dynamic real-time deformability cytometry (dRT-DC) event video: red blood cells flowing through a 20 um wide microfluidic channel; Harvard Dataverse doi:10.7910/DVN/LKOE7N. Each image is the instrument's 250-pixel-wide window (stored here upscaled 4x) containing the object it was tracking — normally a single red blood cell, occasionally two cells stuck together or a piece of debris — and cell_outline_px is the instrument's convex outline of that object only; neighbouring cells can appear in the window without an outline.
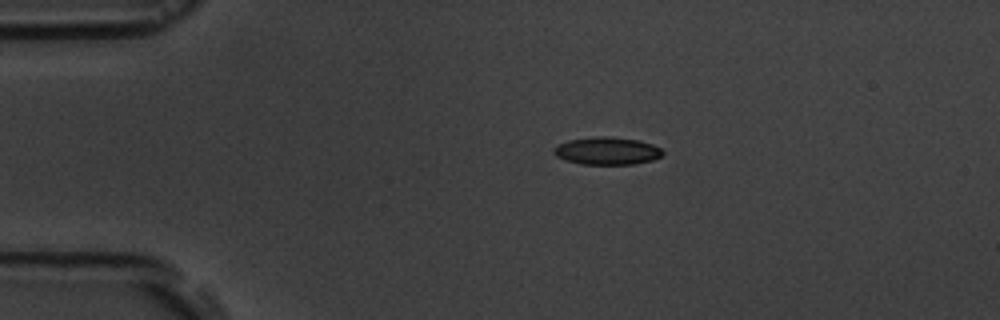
{"species": "common noctule bat (a hibernating species)", "species_latin": "Nyctalus noctula", "temperature_condition": "room temperature", "stored_images_in_passage": 14, "camera_frame_rate_fps": 3000, "um_per_image_px": 0.085, "animal": {"sex": "male", "body_mass_g": 19.5, "forearm_length_mm": 54.6}, "frame": {"image": 1, "passage_image": 2, "time_ms": 1.0, "image_size_px": [1000, 320], "cell_outline_px": [[664, 156], [652, 160], [632, 164], [580, 164], [564, 160], [556, 156], [552, 152], [552, 148], [556, 144], [568, 140], [592, 136], [608, 136], [640, 140], [652, 144], [660, 148], [664, 152]], "centroid_in_image_um": [51.56, 12.81], "position_along_channel_um": 33.4, "area_um2": 17.86}}
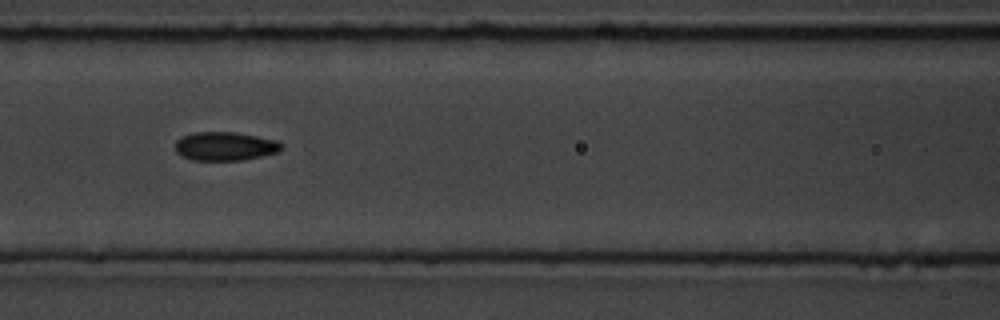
{"frame": {"image": 2, "passage_image": 5, "time_ms": 5.333, "image_size_px": [1000, 320], "cell_outline_px": [[284, 148], [276, 152], [260, 156], [240, 160], [192, 160], [176, 152], [176, 140], [180, 136], [196, 132], [232, 132], [256, 136], [276, 140], [284, 144]], "centroid_in_image_um": [19.12, 12.42], "position_along_channel_um": 147.5, "area_um2": 17.63}}
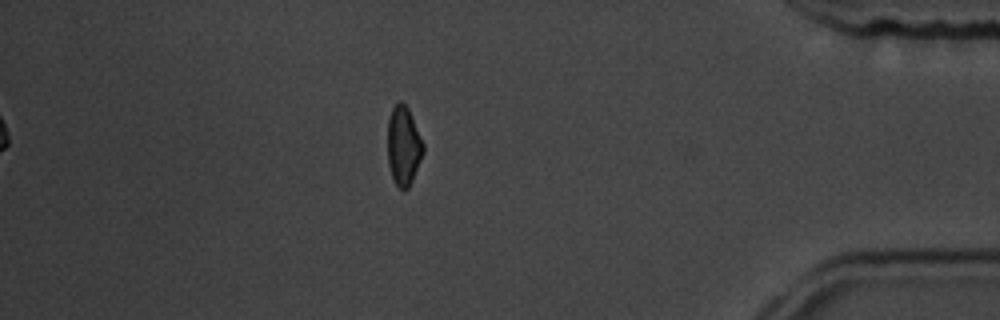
{"frame": {"image": 3, "passage_image": 12, "time_ms": 13.333, "image_size_px": [1000, 320], "cell_outline_px": [[424, 152], [412, 180], [408, 188], [400, 188], [396, 184], [392, 176], [388, 164], [388, 120], [392, 108], [400, 100], [408, 108], [424, 144]], "centroid_in_image_um": [34.3, 12.38], "position_along_channel_um": 400.9, "area_um2": 16.18}, "authors_computed_cell_mechanics": {"area_um2": 16.9354, "velocity_mm_per_s": 3.6643, "shape_relaxation_time_tau1_ms": 3.112, "shape_relaxation_time_tau2_ms": 1.4403, "deformation_change_tau1": 0.0844, "deformation_change_tau2": 0.0562}}